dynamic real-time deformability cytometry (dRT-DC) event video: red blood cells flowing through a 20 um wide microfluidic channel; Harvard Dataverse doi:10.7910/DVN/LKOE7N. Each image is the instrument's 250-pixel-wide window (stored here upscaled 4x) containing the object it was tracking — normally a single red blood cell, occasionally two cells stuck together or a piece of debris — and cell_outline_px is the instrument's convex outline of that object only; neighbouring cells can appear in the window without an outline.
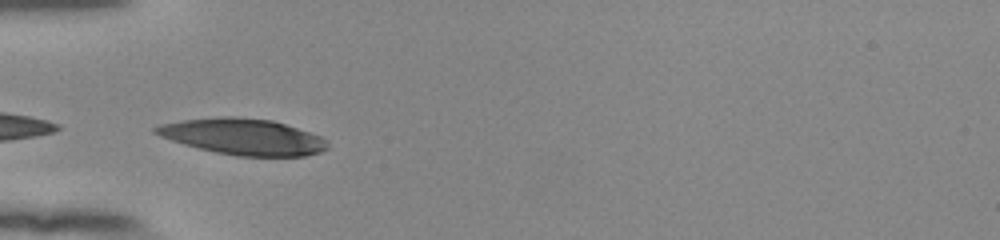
{"species": "human", "species_latin": "Homo sapiens", "temperature_condition": "room temperature", "stored_images_in_passage": 10, "camera_frame_rate_fps": 3000, "um_per_image_px": 0.085, "donor": {"sex": "female"}, "frame": {"image": 1, "passage_image": 1, "time_ms": 0.0, "image_size_px": [1000, 240], "cell_outline_px": [[328, 148], [320, 152], [304, 156], [236, 156], [216, 152], [184, 144], [160, 136], [152, 132], [152, 128], [160, 124], [184, 120], [220, 116], [236, 116], [272, 120], [320, 136], [328, 144]], "centroid_in_image_um": [20.63, 11.61], "position_along_channel_um": 64.4, "area_um2": 35.89}}
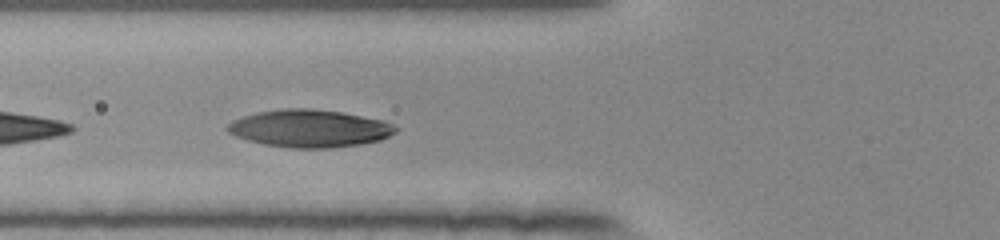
{"frame": {"image": 2, "passage_image": 4, "time_ms": 1.0, "image_size_px": [1000, 240], "cell_outline_px": [[400, 128], [396, 132], [380, 140], [360, 144], [328, 148], [288, 148], [264, 144], [248, 140], [236, 136], [228, 132], [224, 128], [232, 120], [256, 112], [284, 108], [312, 108], [340, 112], [384, 120]], "centroid_in_image_um": [26.3, 10.91], "position_along_channel_um": 99.5, "area_um2": 36.88}}
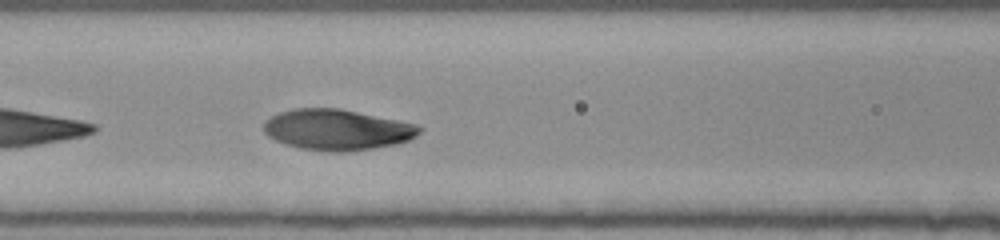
{"frame": {"image": 3, "passage_image": 7, "time_ms": 2.0, "image_size_px": [1000, 240], "cell_outline_px": [[424, 128], [416, 136], [408, 140], [396, 144], [372, 148], [344, 152], [328, 152], [300, 148], [276, 140], [268, 136], [264, 132], [264, 120], [280, 112], [292, 108], [340, 108], [416, 124]], "centroid_in_image_um": [28.65, 11.02], "position_along_channel_um": 138.0, "area_um2": 36.93}}